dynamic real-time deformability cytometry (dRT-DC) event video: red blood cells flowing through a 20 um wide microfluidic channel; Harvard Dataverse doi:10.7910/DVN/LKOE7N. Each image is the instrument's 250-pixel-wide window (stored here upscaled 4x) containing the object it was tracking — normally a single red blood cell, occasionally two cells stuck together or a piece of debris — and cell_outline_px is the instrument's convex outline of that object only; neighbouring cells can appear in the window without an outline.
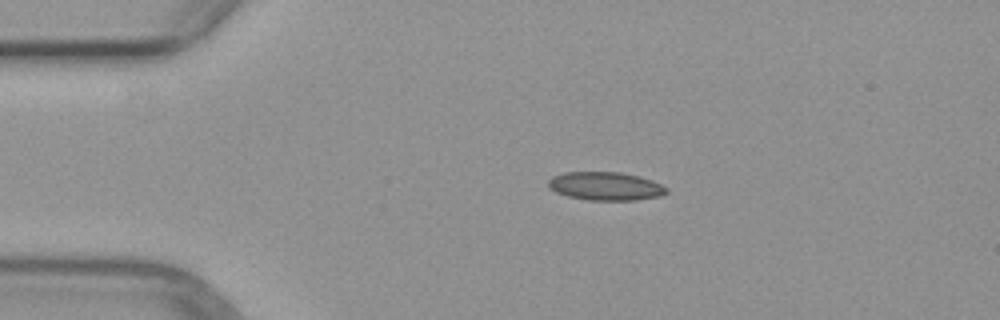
{"species": "common noctule bat (a hibernating species)", "species_latin": "Nyctalus noctula", "temperature_condition": "warm", "stored_images_in_passage": 3, "camera_frame_rate_fps": 3000, "um_per_image_px": 0.085, "animal": {"sex": "female", "body_mass_g": 29.2, "forearm_length_mm": 56.3}, "frame": {"image": 1, "passage_image": 1, "time_ms": 0.0, "image_size_px": [1000, 320], "cell_outline_px": [[668, 192], [660, 196], [636, 200], [588, 200], [568, 196], [556, 192], [548, 188], [548, 180], [552, 176], [564, 172], [620, 172], [640, 176], [652, 180], [668, 188]], "centroid_in_image_um": [51.46, 15.82], "position_along_channel_um": 33.5, "area_um2": 19.65}}
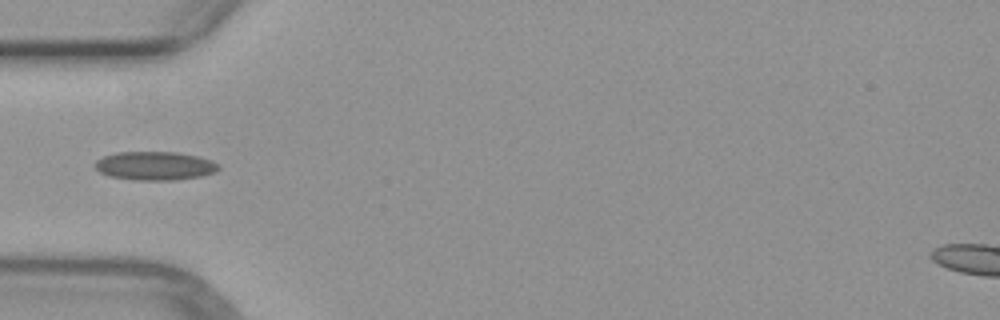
{"frame": {"image": 2, "passage_image": 3, "time_ms": 2.0, "image_size_px": [1000, 320], "cell_outline_px": [[220, 168], [216, 172], [200, 176], [176, 180], [132, 180], [108, 176], [100, 172], [92, 164], [96, 160], [104, 156], [116, 152], [176, 152], [196, 156], [212, 160], [220, 164]], "centroid_in_image_um": [13.16, 14.1], "position_along_channel_um": 71.8, "area_um2": 20.81}}